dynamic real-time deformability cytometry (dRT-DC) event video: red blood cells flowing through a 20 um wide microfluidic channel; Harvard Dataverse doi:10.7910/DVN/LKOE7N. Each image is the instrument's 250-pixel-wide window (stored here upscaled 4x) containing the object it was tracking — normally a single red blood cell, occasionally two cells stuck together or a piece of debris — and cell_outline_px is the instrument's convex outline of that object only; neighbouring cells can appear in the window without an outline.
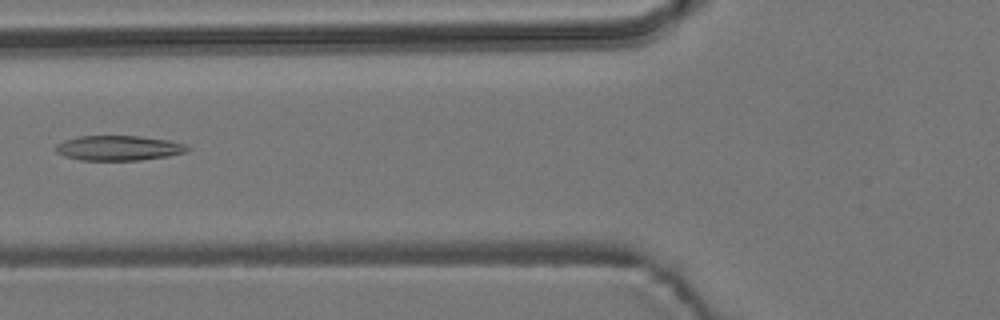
{"species": "common noctule bat (a hibernating species)", "species_latin": "Nyctalus noctula", "temperature_condition": "room temperature", "stored_images_in_passage": 7, "camera_frame_rate_fps": 3000, "um_per_image_px": 0.085, "animal": {"sex": "male", "body_mass_g": 19.2, "forearm_length_mm": 51.8}, "frame": {"image": 1, "passage_image": 6, "time_ms": 1.667, "image_size_px": [1000, 320], "cell_outline_px": [[192, 148], [188, 152], [168, 156], [140, 160], [80, 160], [64, 156], [56, 152], [56, 144], [64, 140], [80, 136], [140, 136], [168, 140], [184, 144]], "centroid_in_image_um": [10.1, 12.58], "position_along_channel_um": 115.7, "area_um2": 19.19}}
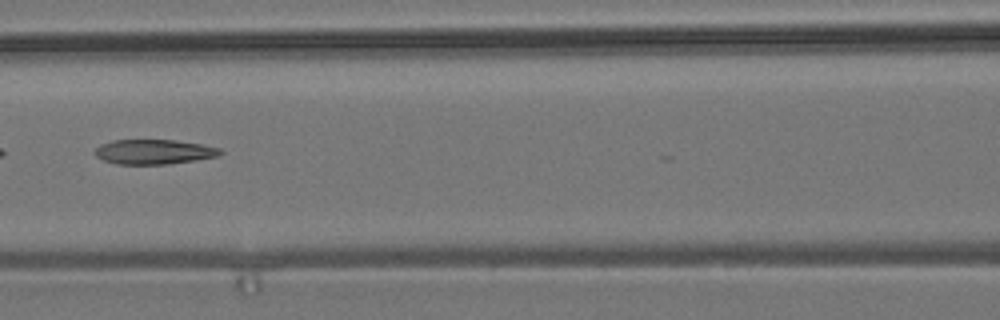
{"frame": {"image": 2, "passage_image": 7, "time_ms": 2.0, "image_size_px": [1000, 320], "cell_outline_px": [[224, 152], [216, 156], [196, 160], [164, 164], [116, 164], [104, 160], [96, 156], [96, 148], [100, 144], [112, 140], [176, 140], [204, 144], [220, 148]], "centroid_in_image_um": [13.1, 12.89], "position_along_channel_um": 153.5, "area_um2": 18.03}}